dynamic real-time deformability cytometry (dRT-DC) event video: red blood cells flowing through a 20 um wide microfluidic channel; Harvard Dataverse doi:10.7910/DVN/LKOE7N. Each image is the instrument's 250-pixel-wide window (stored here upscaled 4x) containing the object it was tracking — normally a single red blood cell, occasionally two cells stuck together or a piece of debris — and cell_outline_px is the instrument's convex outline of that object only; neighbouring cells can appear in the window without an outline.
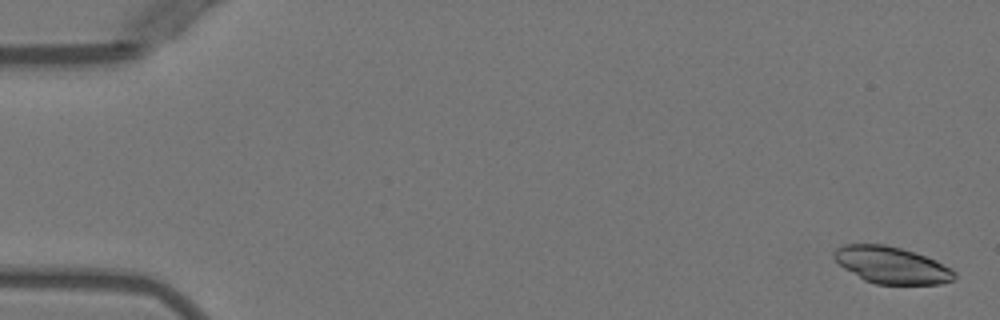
{"species": "Egyptian fruit bat (a non-hibernating species)", "species_latin": "Rousettus aegyptiacus", "temperature_condition": "warm", "stored_images_in_passage": 5, "camera_frame_rate_fps": 3000, "um_per_image_px": 0.085, "animal": {"sex": "female"}, "frame": {"image": 1, "passage_image": 1, "time_ms": 0.0, "image_size_px": [1000, 320], "cell_outline_px": [[956, 276], [952, 280], [940, 284], [876, 284], [864, 280], [844, 268], [832, 256], [832, 252], [836, 248], [844, 244], [884, 244], [900, 248], [936, 260], [952, 268], [956, 272]], "centroid_in_image_um": [75.78, 22.53], "position_along_channel_um": 9.2, "area_um2": 25.78}}